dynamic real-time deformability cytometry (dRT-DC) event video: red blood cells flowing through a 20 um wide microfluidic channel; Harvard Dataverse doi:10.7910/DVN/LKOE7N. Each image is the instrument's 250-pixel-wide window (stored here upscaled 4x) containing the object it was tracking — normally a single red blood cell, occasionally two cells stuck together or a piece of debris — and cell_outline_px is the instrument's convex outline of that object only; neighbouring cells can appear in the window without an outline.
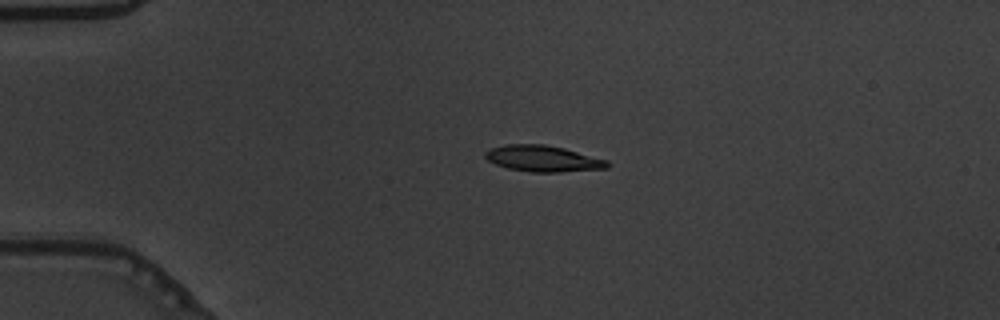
{"species": "common noctule bat (a hibernating species)", "species_latin": "Nyctalus noctula", "temperature_condition": "warm", "stored_images_in_passage": 55, "camera_frame_rate_fps": 3000, "um_per_image_px": 0.085, "animal": {"sex": "male", "body_mass_g": 19.5, "forearm_length_mm": 54.6}, "frame": {"image": 1, "passage_image": 13, "time_ms": 4.0, "image_size_px": [1000, 320], "cell_outline_px": [[612, 164], [608, 168], [560, 172], [532, 172], [508, 168], [496, 164], [488, 160], [484, 156], [484, 152], [488, 148], [508, 144], [544, 144], [564, 148], [608, 160]], "centroid_in_image_um": [46.16, 13.47], "position_along_channel_um": 38.8, "area_um2": 18.73}}
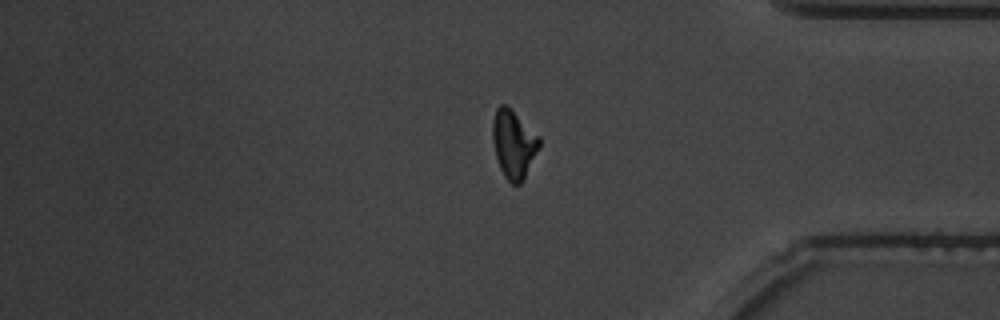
{"frame": {"image": 2, "passage_image": 46, "time_ms": 15.0, "image_size_px": [1000, 320], "cell_outline_px": [[540, 148], [520, 184], [512, 184], [504, 176], [500, 168], [496, 156], [492, 140], [492, 120], [496, 108], [500, 104], [504, 104], [540, 136]], "centroid_in_image_um": [43.65, 12.24], "position_along_channel_um": 391.6, "area_um2": 18.38}}
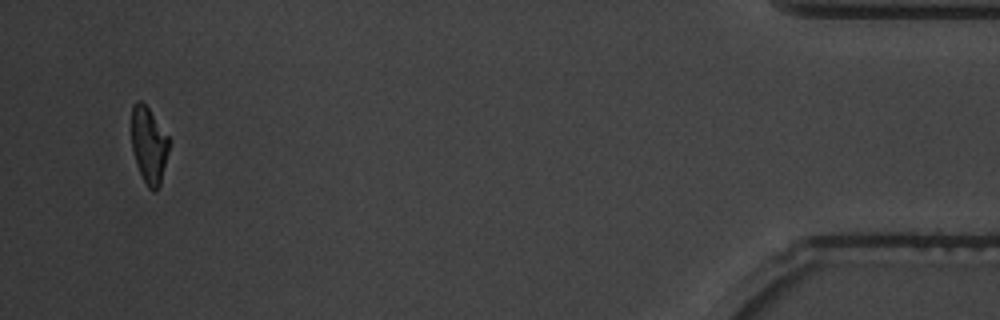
{"frame": {"image": 3, "passage_image": 53, "time_ms": 17.333, "image_size_px": [1000, 320], "cell_outline_px": [[168, 152], [160, 184], [156, 192], [152, 192], [148, 188], [136, 164], [132, 148], [132, 104], [136, 100], [140, 100], [148, 108], [168, 136]], "centroid_in_image_um": [12.64, 12.34], "position_along_channel_um": 422.6, "area_um2": 16.47}, "authors_computed_cell_mechanics": {"area_um2": 18.0914, "velocity_mm_per_s": 3.7218, "shape_relaxation_time_tau1_ms": 4.9684, "shape_relaxation_time_tau2_ms": 2.964, "deformation_change_tau1": 0.2087, "deformation_change_tau2": 0.1018}}